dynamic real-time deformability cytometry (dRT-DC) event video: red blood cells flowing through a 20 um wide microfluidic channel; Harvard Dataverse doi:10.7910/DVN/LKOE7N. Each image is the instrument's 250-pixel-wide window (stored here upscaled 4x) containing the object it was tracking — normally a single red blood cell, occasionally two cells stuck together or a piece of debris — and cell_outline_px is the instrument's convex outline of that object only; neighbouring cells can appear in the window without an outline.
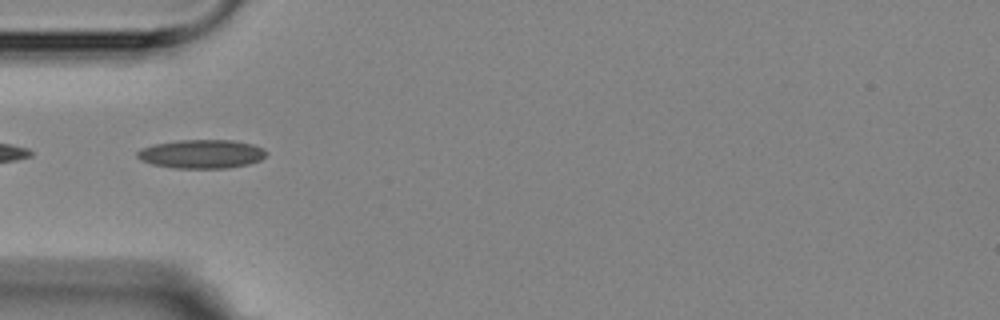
{"species": "Egyptian fruit bat (a non-hibernating species)", "species_latin": "Rousettus aegyptiacus", "temperature_condition": "room temperature", "stored_images_in_passage": 13, "camera_frame_rate_fps": 3000, "um_per_image_px": 0.085, "animal": {"sex": "female"}, "frame": {"image": 1, "passage_image": 2, "time_ms": 1.0, "image_size_px": [1000, 320], "cell_outline_px": [[268, 152], [260, 160], [248, 164], [228, 168], [172, 168], [152, 164], [140, 160], [136, 156], [136, 152], [144, 148], [156, 144], [180, 140], [232, 140], [252, 144], [264, 148]], "centroid_in_image_um": [17.15, 13.09], "position_along_channel_um": 67.9, "area_um2": 21.56}}
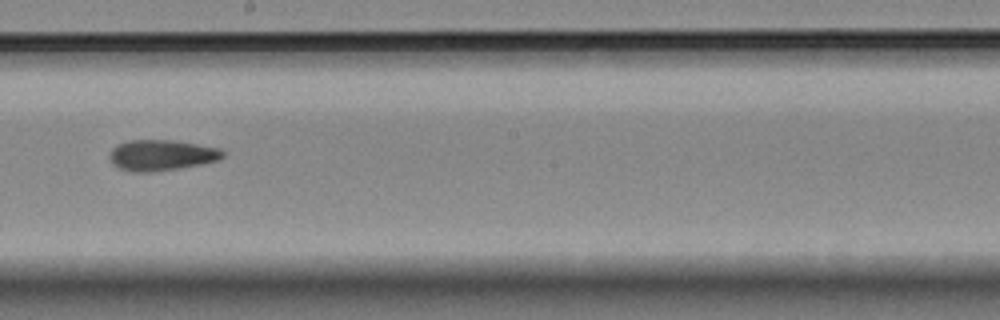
{"frame": {"image": 2, "passage_image": 6, "time_ms": 5.667, "image_size_px": [1000, 320], "cell_outline_px": [[224, 156], [216, 160], [200, 164], [152, 172], [132, 172], [120, 168], [112, 164], [108, 156], [112, 148], [116, 144], [128, 140], [172, 140], [220, 148], [224, 152]], "centroid_in_image_um": [13.66, 13.18], "position_along_channel_um": 234.5, "area_um2": 20.23}}
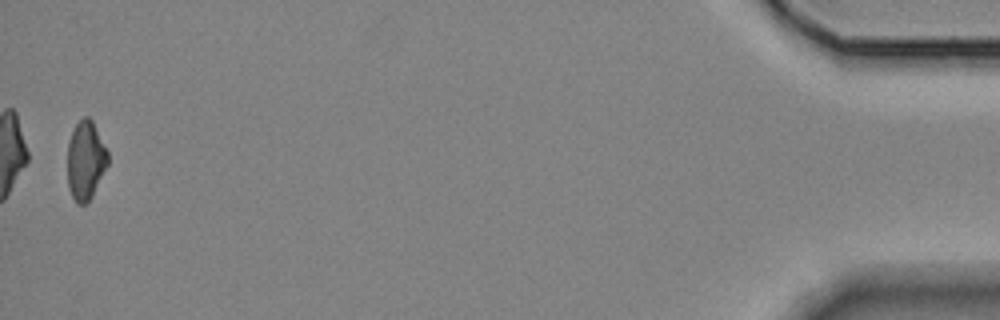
{"frame": {"image": 3, "passage_image": 13, "time_ms": 13.667, "image_size_px": [1000, 320], "cell_outline_px": [[108, 164], [92, 196], [84, 204], [76, 204], [68, 188], [68, 144], [72, 132], [76, 124], [84, 116], [88, 116], [92, 120], [108, 152]], "centroid_in_image_um": [7.27, 13.64], "position_along_channel_um": 427.9, "area_um2": 18.38}}